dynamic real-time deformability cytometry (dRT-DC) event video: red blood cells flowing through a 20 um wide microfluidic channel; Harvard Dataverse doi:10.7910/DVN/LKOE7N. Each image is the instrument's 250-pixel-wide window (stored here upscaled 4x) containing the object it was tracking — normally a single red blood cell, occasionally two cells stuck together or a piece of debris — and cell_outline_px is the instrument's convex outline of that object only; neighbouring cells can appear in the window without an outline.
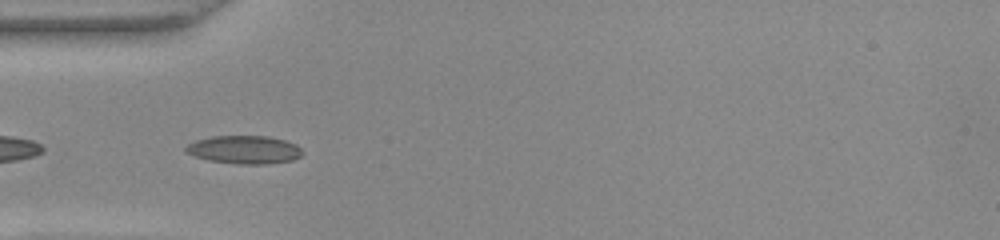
{"species": "common noctule bat (a hibernating species)", "species_latin": "Nyctalus noctula", "temperature_condition": "warm", "stored_images_in_passage": 38, "camera_frame_rate_fps": 3000, "um_per_image_px": 0.085, "animal": {"sex": "female", "body_mass_g": 22.0, "forearm_length_mm": 56.7}, "frame": {"image": 1, "passage_image": 2, "time_ms": 0.333, "image_size_px": [1000, 240], "cell_outline_px": [[304, 152], [300, 156], [292, 160], [268, 164], [236, 164], [208, 160], [184, 152], [184, 148], [188, 144], [196, 140], [212, 136], [268, 136], [284, 140], [296, 144]], "centroid_in_image_um": [20.76, 12.72], "position_along_channel_um": 64.2, "area_um2": 19.19}}
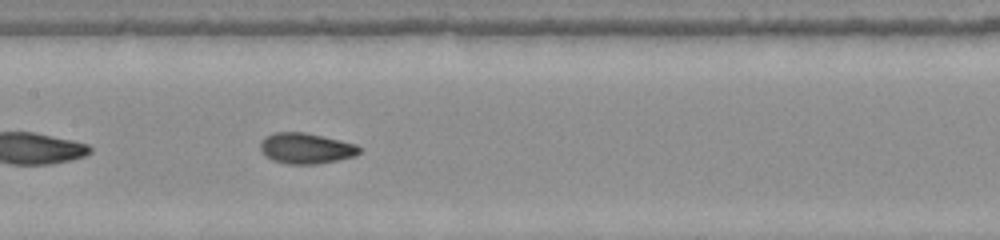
{"frame": {"image": 2, "passage_image": 11, "time_ms": 3.333, "image_size_px": [1000, 240], "cell_outline_px": [[360, 152], [356, 156], [316, 164], [288, 164], [272, 160], [264, 156], [260, 148], [260, 144], [272, 132], [304, 132], [340, 140], [356, 144], [360, 148]], "centroid_in_image_um": [26.01, 12.61], "position_along_channel_um": 181.4, "area_um2": 17.63}}
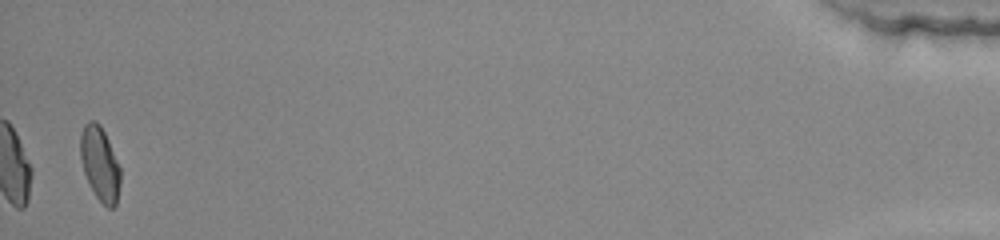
{"frame": {"image": 3, "passage_image": 37, "time_ms": 12.0, "image_size_px": [1000, 240], "cell_outline_px": [[120, 184], [116, 204], [112, 208], [108, 208], [96, 196], [88, 184], [84, 172], [80, 156], [80, 136], [84, 124], [88, 120], [96, 120], [100, 124], [108, 140], [120, 168]], "centroid_in_image_um": [8.47, 13.9], "position_along_channel_um": 426.7, "area_um2": 17.22}, "authors_computed_cell_mechanics": {"area_um2": 17.1088, "velocity_mm_per_s": 3.9186, "shape_relaxation_time_tau1_ms": 3.3362, "shape_relaxation_time_tau2_ms": 1.1202, "deformation_change_tau1": 0.168, "deformation_change_tau2": 0.065}}